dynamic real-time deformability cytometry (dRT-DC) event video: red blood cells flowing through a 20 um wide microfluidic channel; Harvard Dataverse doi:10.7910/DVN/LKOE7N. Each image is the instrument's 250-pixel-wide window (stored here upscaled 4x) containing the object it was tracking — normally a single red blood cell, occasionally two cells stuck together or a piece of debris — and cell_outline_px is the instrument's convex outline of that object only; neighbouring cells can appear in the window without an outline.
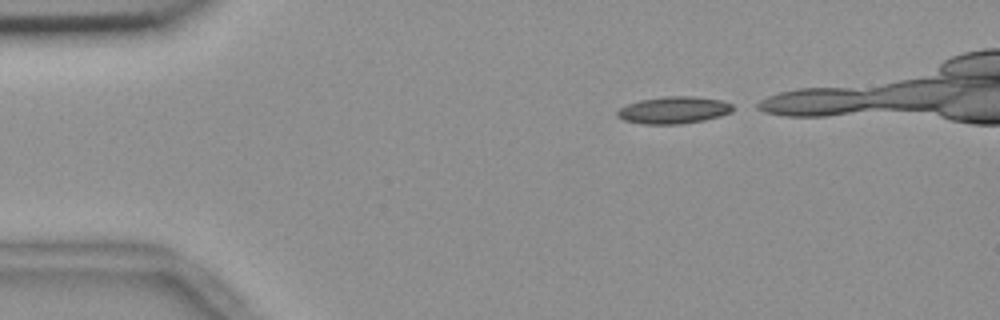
{"species": "common noctule bat (a hibernating species)", "species_latin": "Nyctalus noctula", "temperature_condition": "room temperature", "stored_images_in_passage": 4, "camera_frame_rate_fps": 3000, "um_per_image_px": 0.085, "animal": {"sex": "female", "body_mass_g": 18.4}, "frame": {"image": 1, "passage_image": 1, "time_ms": 0.0, "image_size_px": [1000, 320], "cell_outline_px": [[732, 112], [720, 116], [704, 120], [680, 124], [644, 124], [624, 120], [616, 116], [616, 112], [620, 108], [628, 104], [640, 100], [664, 96], [696, 96], [720, 100], [732, 104]], "centroid_in_image_um": [57.26, 9.35], "position_along_channel_um": 27.7, "area_um2": 18.21}}